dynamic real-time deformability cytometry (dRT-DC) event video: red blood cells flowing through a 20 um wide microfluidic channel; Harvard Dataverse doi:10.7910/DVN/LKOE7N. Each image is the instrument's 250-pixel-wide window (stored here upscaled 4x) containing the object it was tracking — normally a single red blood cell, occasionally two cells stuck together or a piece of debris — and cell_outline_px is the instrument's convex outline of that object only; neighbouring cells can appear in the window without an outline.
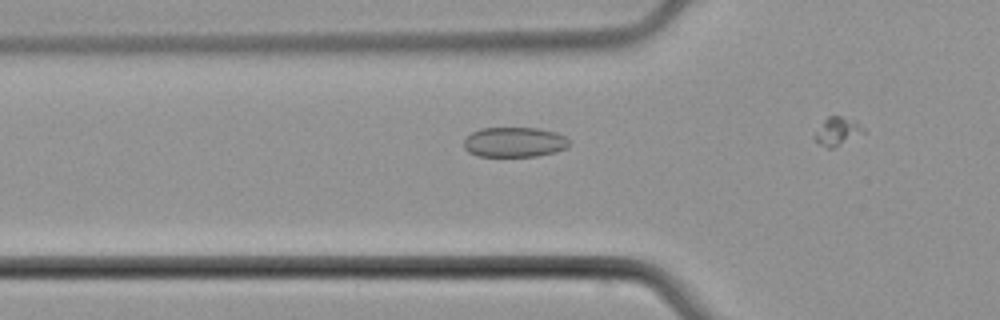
{"species": "common noctule bat (a hibernating species)", "species_latin": "Nyctalus noctula", "temperature_condition": "cold", "stored_images_in_passage": 6, "camera_frame_rate_fps": 3000, "um_per_image_px": 0.085, "animal": {"sex": "male", "body_mass_g": 21.5, "forearm_length_mm": 52.0}, "frame": {"image": 1, "passage_image": 2, "time_ms": 0.333, "image_size_px": [1000, 320], "cell_outline_px": [[568, 144], [564, 148], [556, 152], [536, 156], [476, 156], [468, 152], [464, 148], [464, 140], [472, 132], [480, 128], [540, 128], [556, 132], [564, 136], [568, 140]], "centroid_in_image_um": [43.69, 12.08], "position_along_channel_um": 82.1, "area_um2": 18.38}}